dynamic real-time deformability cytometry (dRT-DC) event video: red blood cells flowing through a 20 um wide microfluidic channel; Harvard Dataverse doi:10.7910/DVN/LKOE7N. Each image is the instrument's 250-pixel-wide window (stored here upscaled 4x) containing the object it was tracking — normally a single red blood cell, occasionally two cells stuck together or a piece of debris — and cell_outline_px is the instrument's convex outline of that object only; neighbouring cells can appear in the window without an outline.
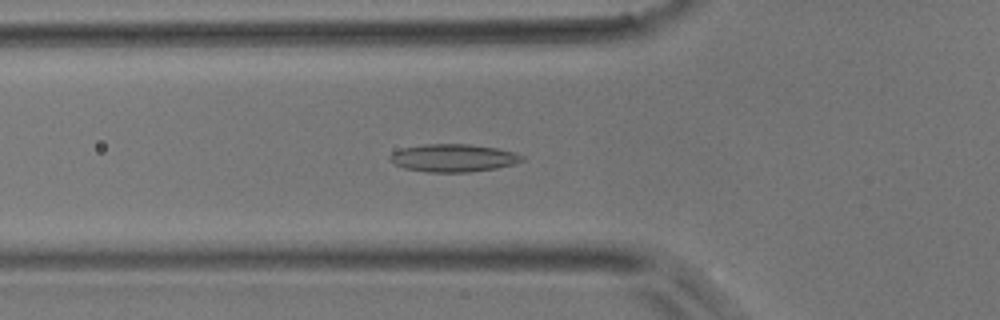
{"species": "common noctule bat (a hibernating species)", "species_latin": "Nyctalus noctula", "temperature_condition": "room temperature", "stored_images_in_passage": 50, "camera_frame_rate_fps": 3000, "um_per_image_px": 0.085, "animal": {"sex": "male", "body_mass_g": 17.9}, "frame": {"image": 1, "passage_image": 17, "time_ms": 5.333, "image_size_px": [1000, 320], "cell_outline_px": [[524, 160], [512, 164], [496, 168], [468, 172], [428, 172], [404, 168], [388, 160], [388, 156], [392, 152], [400, 148], [424, 144], [468, 144], [496, 148], [516, 152], [524, 156]], "centroid_in_image_um": [38.5, 13.42], "position_along_channel_um": 87.3, "area_um2": 21.44}}
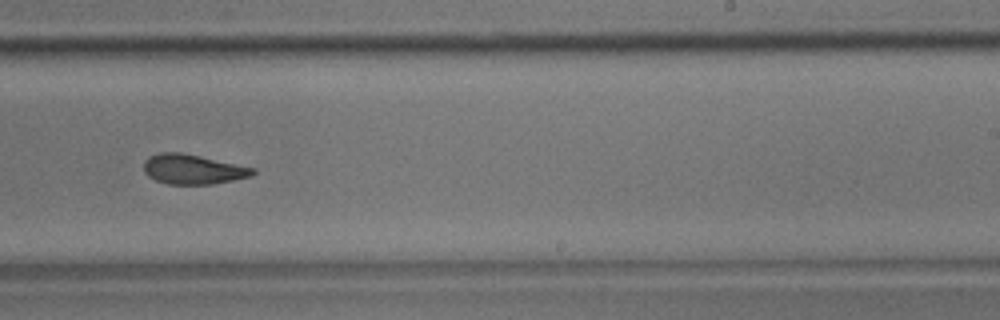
{"frame": {"image": 2, "passage_image": 31, "time_ms": 10.0, "image_size_px": [1000, 320], "cell_outline_px": [[256, 172], [252, 176], [212, 184], [168, 184], [156, 180], [148, 176], [144, 172], [144, 160], [148, 156], [160, 152], [180, 152], [200, 156], [256, 168]], "centroid_in_image_um": [16.38, 14.38], "position_along_channel_um": 272.6, "area_um2": 18.96}}
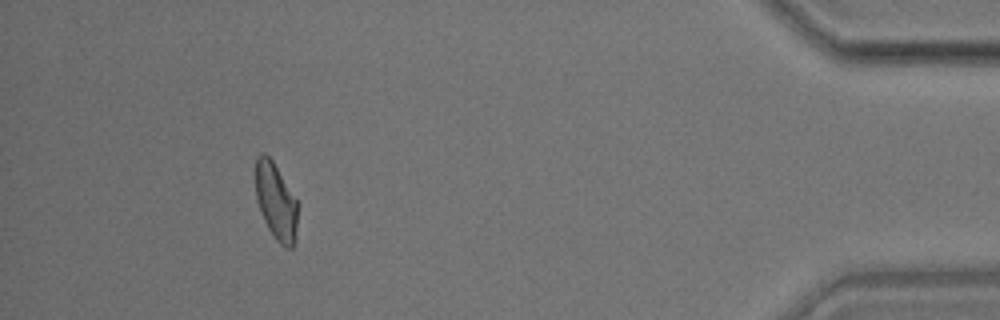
{"frame": {"image": 3, "passage_image": 46, "time_ms": 15.0, "image_size_px": [1000, 320], "cell_outline_px": [[300, 204], [296, 228], [292, 248], [284, 248], [276, 240], [268, 228], [264, 220], [256, 200], [256, 156], [260, 152], [264, 152], [272, 160]], "centroid_in_image_um": [23.47, 17.11], "position_along_channel_um": 411.7, "area_um2": 19.02}}